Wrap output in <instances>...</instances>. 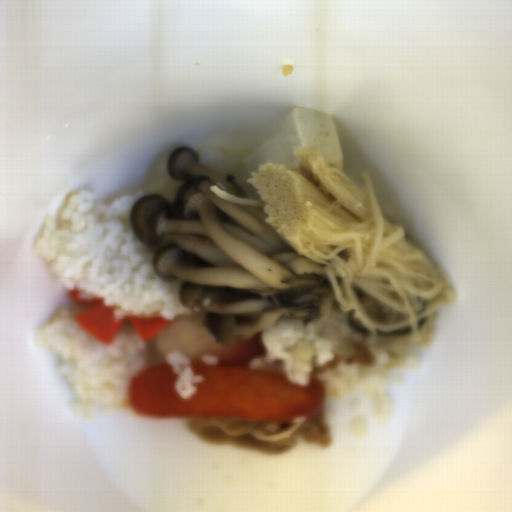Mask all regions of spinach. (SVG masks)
Returning <instances> with one entry per match:
<instances>
[{
  "label": "spinach",
  "mask_w": 512,
  "mask_h": 512,
  "mask_svg": "<svg viewBox=\"0 0 512 512\" xmlns=\"http://www.w3.org/2000/svg\"><path fill=\"white\" fill-rule=\"evenodd\" d=\"M347 321H348L349 325H350L353 329H355V330H357V331H359V332H361V333H367V334H369V331H368L367 329H365L363 326H361L360 324H358V323L356 322V320H355V318H354V316H353V312H352V310H351V311H348V314H347Z\"/></svg>",
  "instance_id": "2"
},
{
  "label": "spinach",
  "mask_w": 512,
  "mask_h": 512,
  "mask_svg": "<svg viewBox=\"0 0 512 512\" xmlns=\"http://www.w3.org/2000/svg\"><path fill=\"white\" fill-rule=\"evenodd\" d=\"M426 321H427V318L422 320V321H420L419 323H417L418 330L425 325Z\"/></svg>",
  "instance_id": "3"
},
{
  "label": "spinach",
  "mask_w": 512,
  "mask_h": 512,
  "mask_svg": "<svg viewBox=\"0 0 512 512\" xmlns=\"http://www.w3.org/2000/svg\"><path fill=\"white\" fill-rule=\"evenodd\" d=\"M411 326L404 327L402 329H392L389 331H377L376 336H402L406 334H410Z\"/></svg>",
  "instance_id": "1"
}]
</instances>
